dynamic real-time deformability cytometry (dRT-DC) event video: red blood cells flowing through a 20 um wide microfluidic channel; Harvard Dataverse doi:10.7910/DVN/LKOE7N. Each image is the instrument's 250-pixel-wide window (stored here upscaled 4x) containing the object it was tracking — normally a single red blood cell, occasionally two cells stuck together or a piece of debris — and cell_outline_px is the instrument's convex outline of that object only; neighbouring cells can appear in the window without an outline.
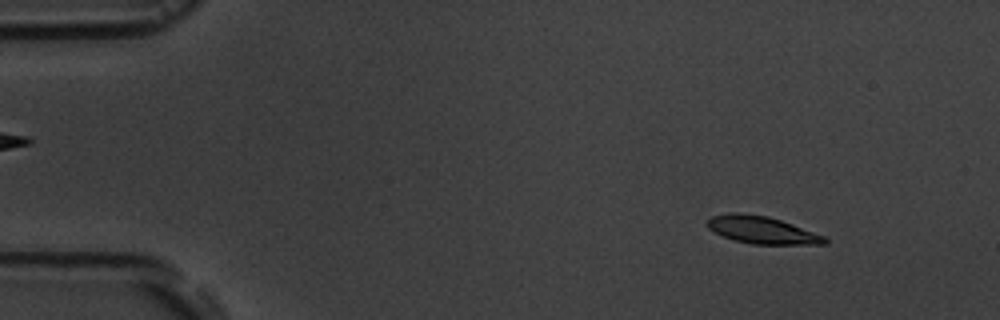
{"species": "common noctule bat (a hibernating species)", "species_latin": "Nyctalus noctula", "temperature_condition": "room temperature", "stored_images_in_passage": 3, "camera_frame_rate_fps": 3000, "um_per_image_px": 0.085, "animal": {"sex": "male", "body_mass_g": 19.5, "forearm_length_mm": 54.6}, "frame": {"image": 1, "passage_image": 1, "time_ms": 0.0, "image_size_px": [1000, 320], "cell_outline_px": [[828, 244], [752, 244], [736, 240], [724, 236], [708, 228], [708, 220], [712, 216], [728, 212], [740, 212], [768, 216], [792, 224], [824, 236], [828, 240]], "centroid_in_image_um": [64.77, 19.54], "position_along_channel_um": 20.2, "area_um2": 18.5}}